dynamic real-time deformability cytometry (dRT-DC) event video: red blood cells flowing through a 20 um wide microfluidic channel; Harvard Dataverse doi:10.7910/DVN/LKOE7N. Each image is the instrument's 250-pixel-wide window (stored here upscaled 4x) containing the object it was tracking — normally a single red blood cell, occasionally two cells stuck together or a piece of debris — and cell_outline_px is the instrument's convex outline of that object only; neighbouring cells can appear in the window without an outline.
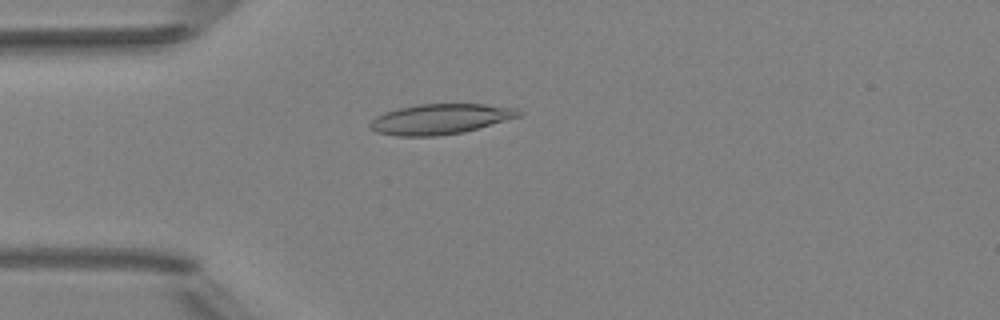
{"species": "Egyptian fruit bat (a non-hibernating species)", "species_latin": "Rousettus aegyptiacus", "temperature_condition": "room temperature", "stored_images_in_passage": 4, "camera_frame_rate_fps": 3000, "um_per_image_px": 0.085, "animal": {"sex": "female"}, "frame": {"image": 1, "passage_image": 4, "time_ms": 4.0, "image_size_px": [1000, 320], "cell_outline_px": [[524, 112], [520, 116], [464, 132], [436, 136], [396, 136], [376, 132], [368, 128], [368, 124], [376, 116], [384, 112], [400, 108], [420, 104], [484, 104], [516, 108]], "centroid_in_image_um": [37.4, 10.12], "position_along_channel_um": 47.6, "area_um2": 26.24}}